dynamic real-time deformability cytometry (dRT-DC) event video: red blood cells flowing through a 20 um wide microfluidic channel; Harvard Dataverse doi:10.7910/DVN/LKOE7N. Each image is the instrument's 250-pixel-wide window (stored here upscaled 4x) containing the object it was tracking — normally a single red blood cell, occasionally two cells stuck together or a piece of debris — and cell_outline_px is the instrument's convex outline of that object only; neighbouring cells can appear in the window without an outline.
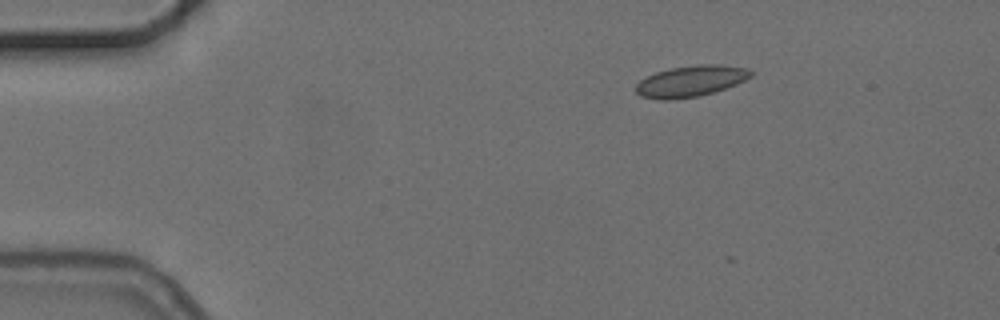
{"species": "common noctule bat (a hibernating species)", "species_latin": "Nyctalus noctula", "temperature_condition": "cold", "stored_images_in_passage": 6, "camera_frame_rate_fps": 3000, "um_per_image_px": 0.085, "animal": {"sex": "female", "body_mass_g": 24.6, "forearm_length_mm": 56.2}, "frame": {"image": 1, "passage_image": 1, "time_ms": 0.0, "image_size_px": [1000, 320], "cell_outline_px": [[752, 76], [736, 84], [700, 96], [668, 100], [664, 100], [640, 96], [636, 92], [636, 84], [640, 80], [656, 72], [672, 68], [700, 64], [720, 64], [748, 68], [752, 72]], "centroid_in_image_um": [58.71, 6.89], "position_along_channel_um": 26.3, "area_um2": 20.69}}
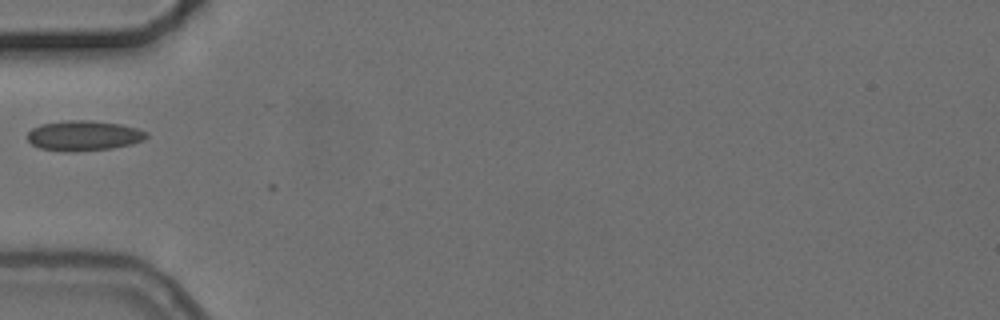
{"frame": {"image": 2, "passage_image": 4, "time_ms": 3.333, "image_size_px": [1000, 320], "cell_outline_px": [[148, 136], [144, 140], [132, 144], [112, 148], [76, 152], [64, 152], [40, 148], [32, 144], [28, 140], [28, 132], [32, 128], [40, 124], [68, 120], [92, 120], [120, 124], [136, 128], [148, 132]], "centroid_in_image_um": [7.12, 11.53], "position_along_channel_um": 77.9, "area_um2": 21.1}}